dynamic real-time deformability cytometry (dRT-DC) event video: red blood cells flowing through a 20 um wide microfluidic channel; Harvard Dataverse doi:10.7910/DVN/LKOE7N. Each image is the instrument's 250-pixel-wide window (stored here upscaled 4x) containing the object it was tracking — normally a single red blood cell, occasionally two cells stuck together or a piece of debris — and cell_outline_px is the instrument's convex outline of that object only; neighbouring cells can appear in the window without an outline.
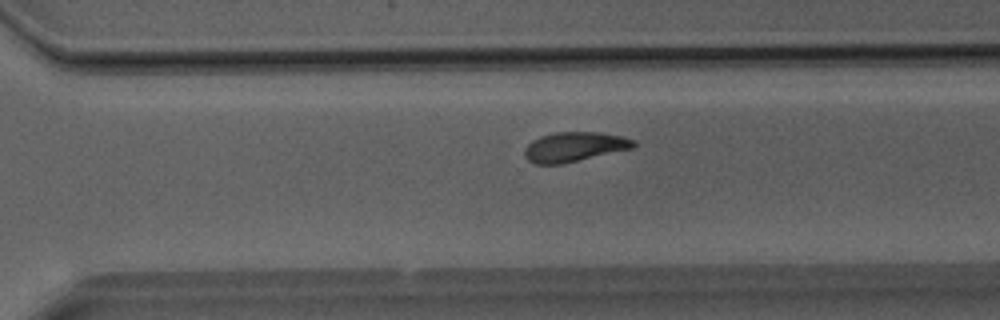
{"species": "Egyptian fruit bat (a non-hibernating species)", "species_latin": "Rousettus aegyptiacus", "temperature_condition": "room temperature", "stored_images_in_passage": 35, "camera_frame_rate_fps": 3000, "um_per_image_px": 0.085, "animal": {"sex": "male"}, "frame": {"image": 1, "passage_image": 23, "time_ms": 7.333, "image_size_px": [1000, 320], "cell_outline_px": [[636, 144], [632, 148], [560, 164], [532, 164], [524, 156], [524, 148], [532, 140], [540, 136], [556, 132], [600, 132], [624, 136], [636, 140]], "centroid_in_image_um": [48.8, 12.47], "position_along_channel_um": 321.8, "area_um2": 18.84}}
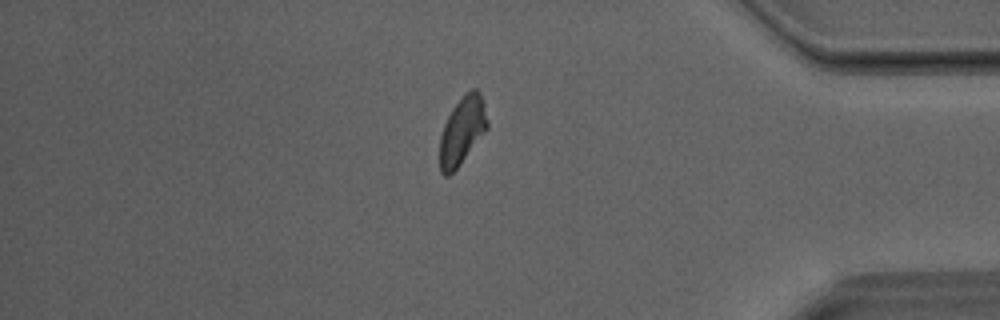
{"frame": {"image": 2, "passage_image": 29, "time_ms": 9.333, "image_size_px": [1000, 320], "cell_outline_px": [[488, 128], [460, 164], [448, 176], [444, 176], [440, 172], [440, 136], [444, 124], [452, 108], [464, 92], [472, 88], [476, 88], [480, 92], [488, 120]], "centroid_in_image_um": [39.28, 11.07], "position_along_channel_um": 395.9, "area_um2": 18.79}}
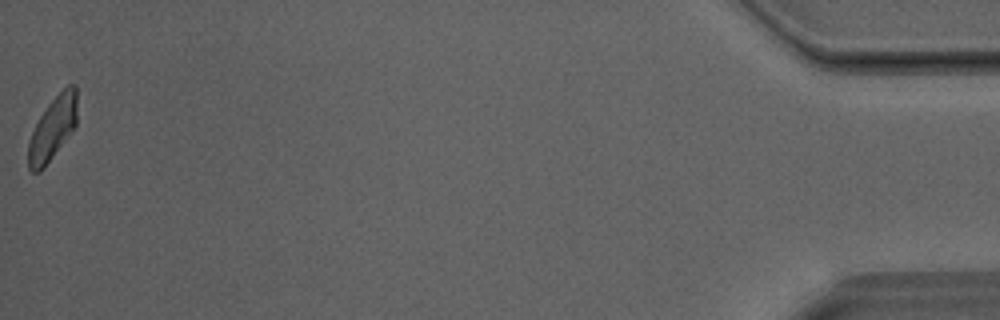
{"frame": {"image": 3, "passage_image": 35, "time_ms": 11.333, "image_size_px": [1000, 320], "cell_outline_px": [[76, 124], [44, 168], [40, 172], [32, 172], [28, 168], [28, 140], [40, 116], [48, 104], [68, 84], [76, 84]], "centroid_in_image_um": [4.45, 10.93], "position_along_channel_um": 430.8, "area_um2": 17.63}}